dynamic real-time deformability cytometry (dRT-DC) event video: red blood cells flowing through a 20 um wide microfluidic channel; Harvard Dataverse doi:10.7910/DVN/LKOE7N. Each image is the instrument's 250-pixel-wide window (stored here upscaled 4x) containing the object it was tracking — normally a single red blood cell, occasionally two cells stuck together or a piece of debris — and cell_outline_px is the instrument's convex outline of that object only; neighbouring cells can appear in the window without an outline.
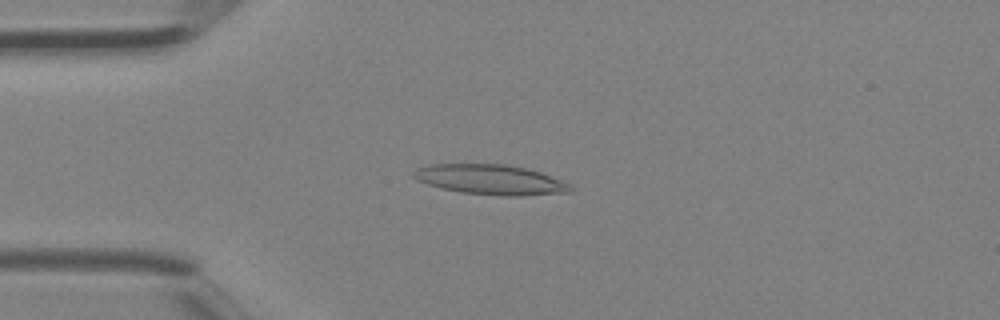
{"species": "Egyptian fruit bat (a non-hibernating species)", "species_latin": "Rousettus aegyptiacus", "temperature_condition": "room temperature", "stored_images_in_passage": 39, "camera_frame_rate_fps": 3000, "um_per_image_px": 0.085, "animal": {"sex": "female"}, "frame": {"image": 1, "passage_image": 9, "time_ms": 2.667, "image_size_px": [1000, 320], "cell_outline_px": [[572, 192], [524, 196], [500, 196], [460, 192], [428, 184], [416, 180], [412, 176], [412, 172], [416, 168], [428, 164], [504, 164], [524, 168], [540, 172], [572, 184]], "centroid_in_image_um": [41.7, 15.27], "position_along_channel_um": 43.3, "area_um2": 27.57}}
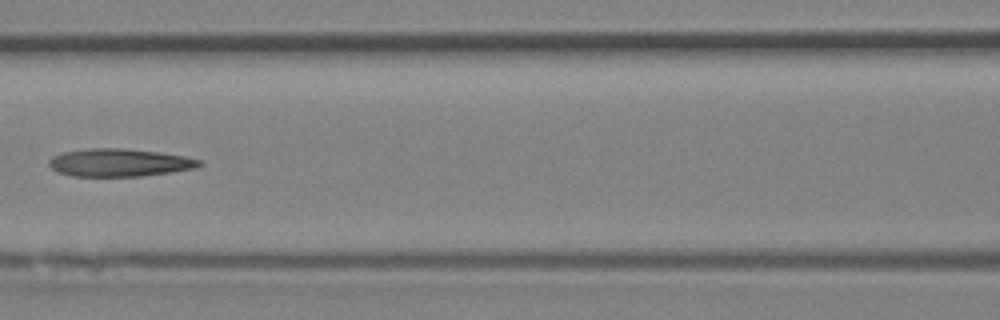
{"frame": {"image": 2, "passage_image": 17, "time_ms": 5.333, "image_size_px": [1000, 320], "cell_outline_px": [[204, 164], [196, 168], [140, 176], [72, 176], [56, 172], [48, 164], [48, 160], [52, 156], [64, 152], [88, 148], [120, 148], [160, 152], [184, 156], [200, 160]], "centroid_in_image_um": [10.12, 13.82], "position_along_channel_um": 156.5, "area_um2": 24.33}}
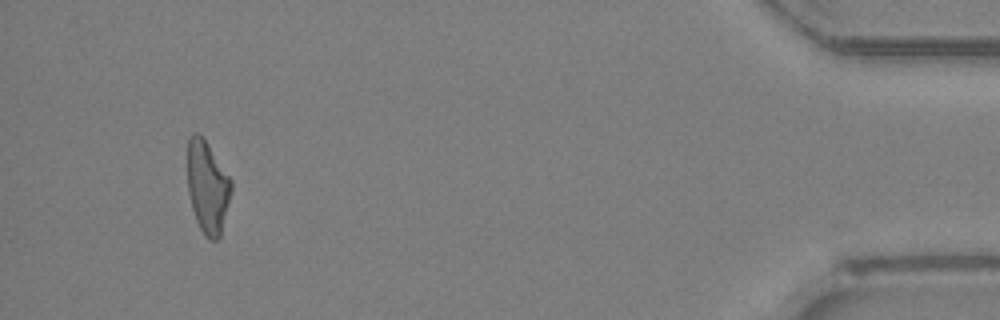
{"frame": {"image": 3, "passage_image": 37, "time_ms": 12.0, "image_size_px": [1000, 320], "cell_outline_px": [[232, 188], [220, 236], [216, 240], [208, 240], [204, 236], [196, 220], [192, 208], [188, 192], [188, 140], [196, 132], [204, 140], [232, 180]], "centroid_in_image_um": [17.64, 15.96], "position_along_channel_um": 417.6, "area_um2": 23.06}}